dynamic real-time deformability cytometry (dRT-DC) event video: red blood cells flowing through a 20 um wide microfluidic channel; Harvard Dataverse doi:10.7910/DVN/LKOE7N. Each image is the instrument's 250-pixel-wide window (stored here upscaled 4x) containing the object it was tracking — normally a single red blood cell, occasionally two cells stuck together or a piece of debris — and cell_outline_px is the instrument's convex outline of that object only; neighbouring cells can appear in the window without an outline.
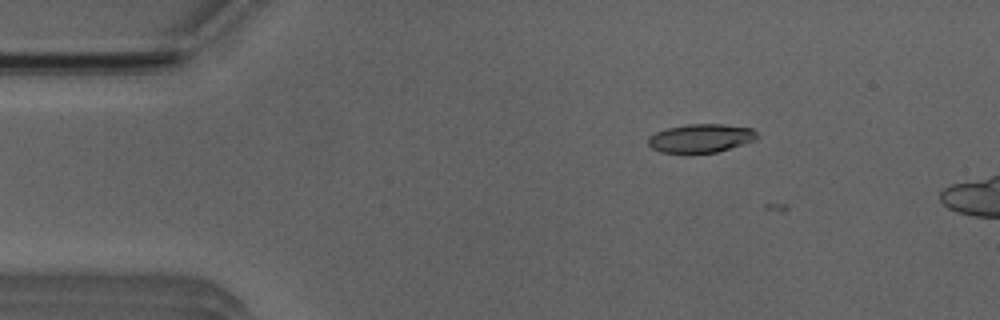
{"species": "Egyptian fruit bat (a non-hibernating species)", "species_latin": "Rousettus aegyptiacus", "temperature_condition": "room temperature", "stored_images_in_passage": 3, "camera_frame_rate_fps": 3000, "um_per_image_px": 0.085, "animal": {"sex": "male"}, "frame": {"image": 1, "passage_image": 2, "time_ms": 0.333, "image_size_px": [1000, 320], "cell_outline_px": [[760, 136], [756, 140], [716, 152], [660, 152], [652, 148], [648, 144], [648, 136], [656, 132], [668, 128], [688, 124], [724, 124], [752, 128]], "centroid_in_image_um": [59.59, 11.73], "position_along_channel_um": 25.4, "area_um2": 17.98}}